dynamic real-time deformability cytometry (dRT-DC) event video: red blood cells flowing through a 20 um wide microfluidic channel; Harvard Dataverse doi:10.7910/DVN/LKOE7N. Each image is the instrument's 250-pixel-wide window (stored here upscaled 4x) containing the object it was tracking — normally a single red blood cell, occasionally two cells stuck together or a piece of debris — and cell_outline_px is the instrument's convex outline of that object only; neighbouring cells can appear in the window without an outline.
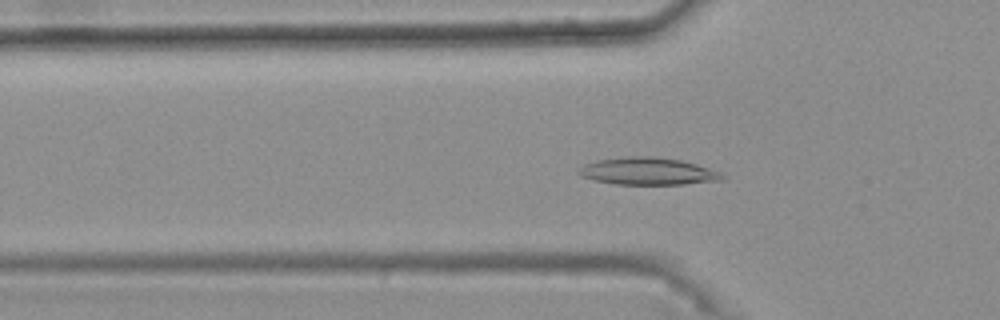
{"species": "common noctule bat (a hibernating species)", "species_latin": "Nyctalus noctula", "temperature_condition": "warm", "stored_images_in_passage": 46, "camera_frame_rate_fps": 3000, "um_per_image_px": 0.085, "animal": {"sex": "female", "body_mass_g": 25.1}, "frame": {"image": 1, "passage_image": 18, "time_ms": 5.667, "image_size_px": [1000, 320], "cell_outline_px": [[724, 180], [684, 184], [616, 184], [592, 180], [576, 172], [584, 164], [596, 160], [628, 156], [652, 156], [680, 160], [696, 164], [720, 172], [724, 176]], "centroid_in_image_um": [55.06, 14.55], "position_along_channel_um": 70.7, "area_um2": 22.72}}
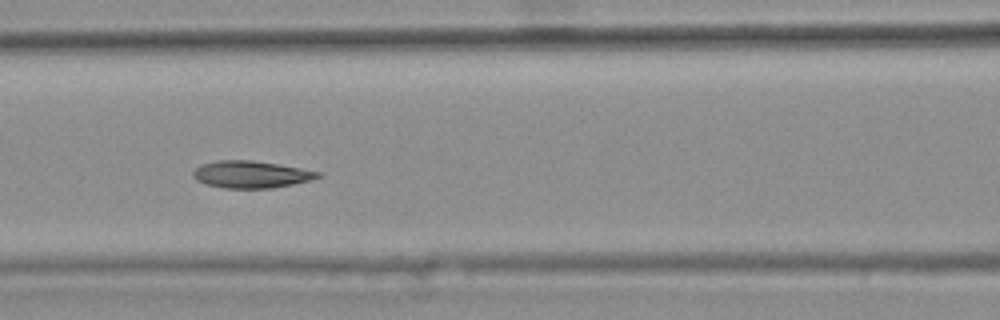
{"frame": {"image": 2, "passage_image": 24, "time_ms": 7.667, "image_size_px": [1000, 320], "cell_outline_px": [[324, 176], [312, 180], [272, 188], [224, 188], [204, 184], [196, 180], [192, 176], [192, 172], [200, 164], [216, 160], [252, 160], [300, 168], [320, 172]], "centroid_in_image_um": [21.31, 14.82], "position_along_channel_um": 145.3, "area_um2": 19.83}}
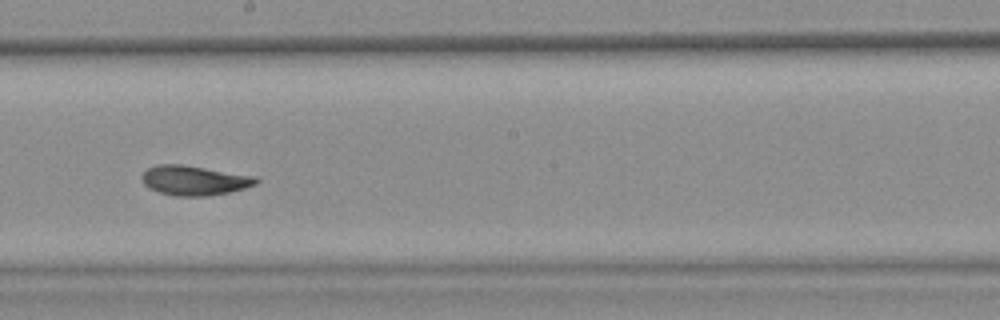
{"frame": {"image": 3, "passage_image": 31, "time_ms": 10.0, "image_size_px": [1000, 320], "cell_outline_px": [[260, 180], [256, 184], [244, 188], [228, 192], [208, 196], [176, 196], [160, 192], [148, 188], [144, 184], [140, 176], [148, 168], [156, 164], [184, 164], [256, 176]], "centroid_in_image_um": [16.51, 15.32], "position_along_channel_um": 231.7, "area_um2": 19.88}, "authors_computed_cell_mechanics": {"area_um2": 19.941, "velocity_mm_per_s": 3.7177, "shape_relaxation_time_tau1_ms": 5.974, "shape_relaxation_time_tau2_ms": 1.8842, "deformation_change_tau1": 0.1599, "deformation_change_tau2": 0.0642}}